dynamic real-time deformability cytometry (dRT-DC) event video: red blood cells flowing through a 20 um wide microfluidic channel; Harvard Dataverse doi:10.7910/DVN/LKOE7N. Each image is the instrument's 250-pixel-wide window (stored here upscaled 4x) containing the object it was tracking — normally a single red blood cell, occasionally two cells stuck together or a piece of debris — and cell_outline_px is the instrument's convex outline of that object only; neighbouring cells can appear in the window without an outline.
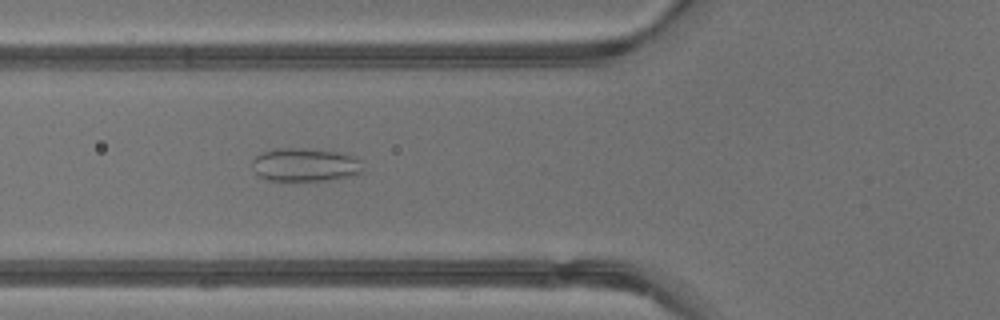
{"species": "common noctule bat (a hibernating species)", "species_latin": "Nyctalus noctula", "temperature_condition": "warm", "stored_images_in_passage": 34, "camera_frame_rate_fps": 3000, "um_per_image_px": 0.085, "animal": {"sex": "male", "body_mass_g": 13.3}, "frame": {"image": 1, "passage_image": 8, "time_ms": 2.333, "image_size_px": [1000, 320], "cell_outline_px": [[364, 172], [356, 176], [336, 180], [268, 180], [260, 176], [256, 172], [252, 164], [252, 160], [260, 152], [272, 148], [308, 148], [336, 152], [352, 156], [360, 160], [364, 168]], "centroid_in_image_um": [25.98, 14.01], "position_along_channel_um": 99.8, "area_um2": 21.85}}
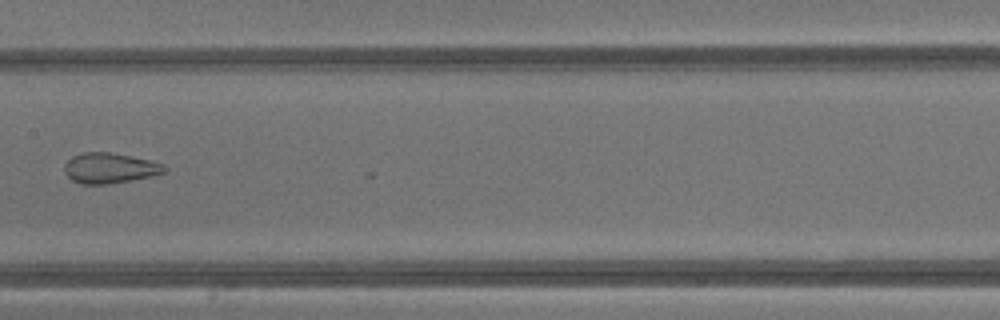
{"frame": {"image": 2, "passage_image": 14, "time_ms": 4.333, "image_size_px": [1000, 320], "cell_outline_px": [[168, 168], [164, 172], [148, 176], [128, 180], [104, 184], [80, 184], [72, 180], [64, 172], [64, 164], [72, 156], [84, 152], [108, 152], [132, 156], [164, 164]], "centroid_in_image_um": [9.28, 14.27], "position_along_channel_um": 198.1, "area_um2": 17.46}}
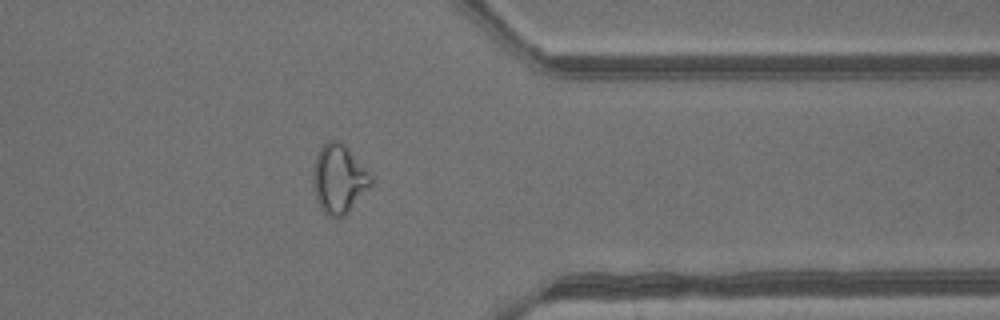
{"frame": {"image": 3, "passage_image": 26, "time_ms": 8.333, "image_size_px": [1000, 320], "cell_outline_px": [[372, 184], [348, 212], [344, 216], [336, 220], [328, 216], [320, 208], [316, 196], [312, 172], [316, 156], [320, 148], [328, 140], [336, 140], [344, 144], [372, 172]], "centroid_in_image_um": [28.83, 15.21], "position_along_channel_um": 382.6, "area_um2": 23.41}, "authors_computed_cell_mechanics": {"area_um2": 22.4264, "velocity_mm_per_s": 4.8767, "shape_relaxation_time_tau1_ms": null, "shape_relaxation_time_tau2_ms": 0.7983, "deformation_change_tau1": null, "deformation_change_tau2": 0.0877}}